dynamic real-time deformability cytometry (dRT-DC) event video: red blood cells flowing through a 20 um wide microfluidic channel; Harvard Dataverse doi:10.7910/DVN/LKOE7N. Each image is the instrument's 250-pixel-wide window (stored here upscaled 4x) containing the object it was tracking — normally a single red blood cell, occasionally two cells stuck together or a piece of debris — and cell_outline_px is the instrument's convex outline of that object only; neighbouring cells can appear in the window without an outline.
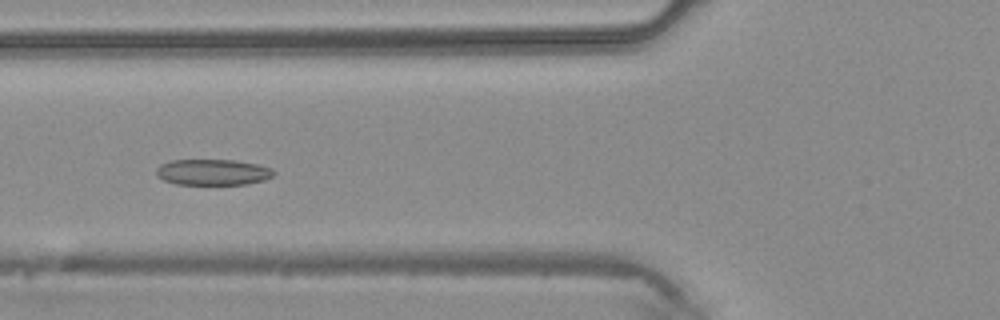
{"species": "common noctule bat (a hibernating species)", "species_latin": "Nyctalus noctula", "temperature_condition": "warm", "stored_images_in_passage": 41, "camera_frame_rate_fps": 3000, "um_per_image_px": 0.085, "animal": {"sex": "male", "body_mass_g": 20.4}, "frame": {"image": 1, "passage_image": 15, "time_ms": 4.667, "image_size_px": [1000, 320], "cell_outline_px": [[276, 172], [272, 176], [264, 180], [248, 184], [176, 184], [164, 180], [156, 176], [156, 168], [160, 164], [172, 160], [236, 160], [256, 164], [272, 168]], "centroid_in_image_um": [18.08, 14.63], "position_along_channel_um": 107.7, "area_um2": 17.8}}
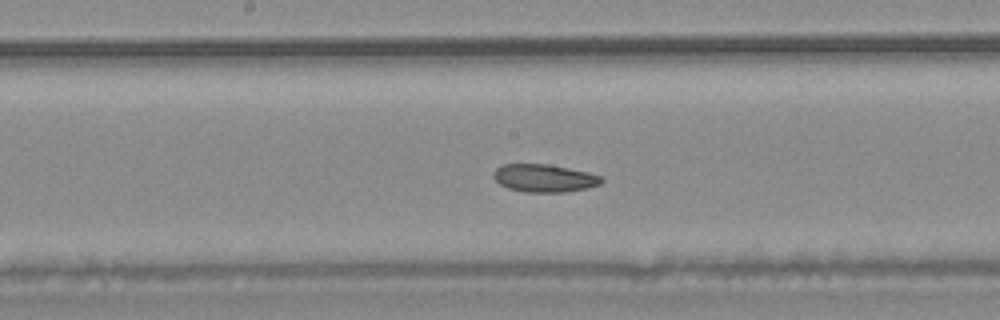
{"frame": {"image": 2, "passage_image": 21, "time_ms": 6.667, "image_size_px": [1000, 320], "cell_outline_px": [[604, 180], [600, 184], [588, 188], [564, 192], [524, 192], [508, 188], [500, 184], [492, 176], [492, 172], [500, 164], [548, 164], [588, 172], [600, 176]], "centroid_in_image_um": [46.23, 15.14], "position_along_channel_um": 202.0, "area_um2": 17.57}}
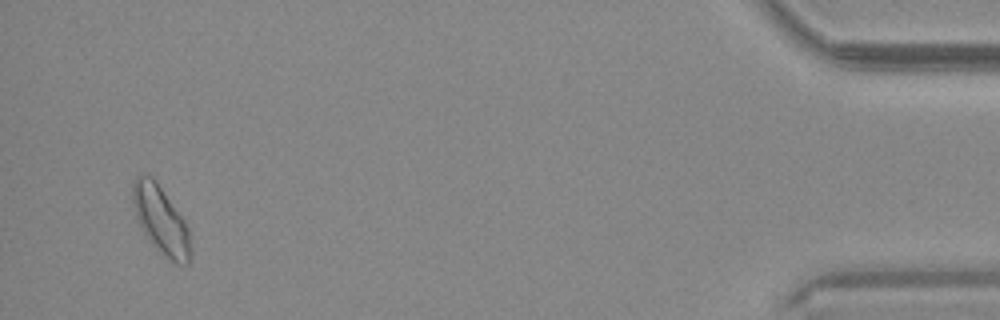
{"frame": {"image": 3, "passage_image": 40, "time_ms": 13.0, "image_size_px": [1000, 320], "cell_outline_px": [[192, 256], [188, 264], [176, 264], [156, 248], [152, 244], [144, 232], [136, 216], [132, 200], [132, 184], [136, 176], [140, 172], [152, 176], [156, 180], [184, 220], [188, 228], [192, 248]], "centroid_in_image_um": [13.68, 18.68], "position_along_channel_um": 421.5, "area_um2": 22.95}}